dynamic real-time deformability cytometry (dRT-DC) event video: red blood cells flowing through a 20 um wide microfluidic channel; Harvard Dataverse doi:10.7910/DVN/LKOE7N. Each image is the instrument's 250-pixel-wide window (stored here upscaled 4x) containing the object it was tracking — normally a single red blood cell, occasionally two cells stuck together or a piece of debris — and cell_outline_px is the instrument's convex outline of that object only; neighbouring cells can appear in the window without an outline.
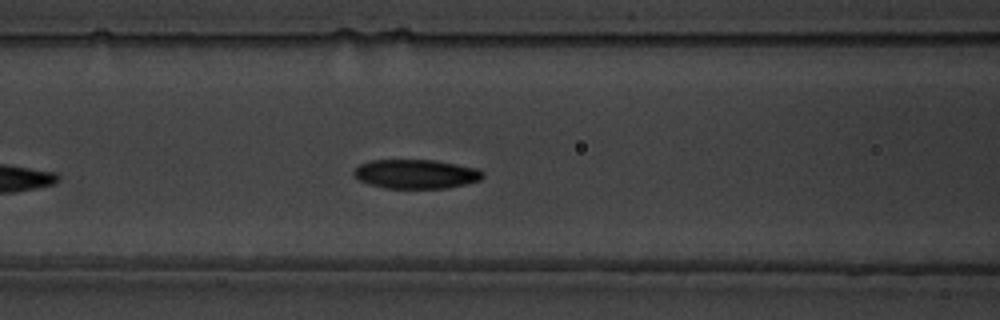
{"species": "common noctule bat (a hibernating species)", "species_latin": "Nyctalus noctula", "temperature_condition": "warm", "stored_images_in_passage": 14, "camera_frame_rate_fps": 3000, "um_per_image_px": 0.085, "animal": {"sex": "male", "body_mass_g": 19.5, "forearm_length_mm": 54.6}, "frame": {"image": 1, "passage_image": 10, "time_ms": 3.0, "image_size_px": [1000, 320], "cell_outline_px": [[484, 176], [480, 180], [464, 184], [444, 188], [384, 188], [368, 184], [360, 180], [352, 172], [360, 164], [372, 160], [436, 160], [476, 168], [484, 172]], "centroid_in_image_um": [35.36, 14.79], "position_along_channel_um": 131.2, "area_um2": 21.79}}